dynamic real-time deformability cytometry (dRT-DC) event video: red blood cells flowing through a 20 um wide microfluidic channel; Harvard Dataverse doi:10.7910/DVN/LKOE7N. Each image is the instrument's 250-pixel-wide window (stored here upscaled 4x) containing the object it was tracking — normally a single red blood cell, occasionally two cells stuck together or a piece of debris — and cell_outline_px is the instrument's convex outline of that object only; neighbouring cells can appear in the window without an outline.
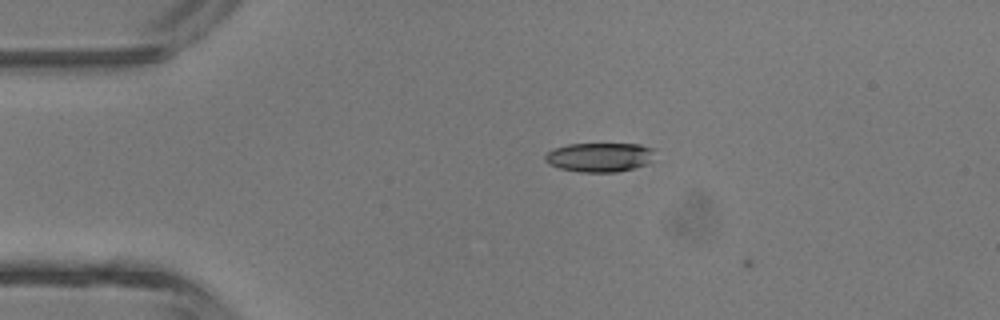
{"species": "common noctule bat (a hibernating species)", "species_latin": "Nyctalus noctula", "temperature_condition": "room temperature", "stored_images_in_passage": 2, "camera_frame_rate_fps": 3000, "um_per_image_px": 0.085, "animal": {"sex": "male", "body_mass_g": 13.3}, "frame": {"image": 1, "passage_image": 1, "time_ms": 0.0, "image_size_px": [1000, 320], "cell_outline_px": [[652, 148], [648, 164], [616, 172], [580, 172], [560, 168], [548, 164], [544, 160], [544, 156], [552, 148], [568, 144], [640, 144]], "centroid_in_image_um": [50.88, 13.36], "position_along_channel_um": 34.1, "area_um2": 18.5}}